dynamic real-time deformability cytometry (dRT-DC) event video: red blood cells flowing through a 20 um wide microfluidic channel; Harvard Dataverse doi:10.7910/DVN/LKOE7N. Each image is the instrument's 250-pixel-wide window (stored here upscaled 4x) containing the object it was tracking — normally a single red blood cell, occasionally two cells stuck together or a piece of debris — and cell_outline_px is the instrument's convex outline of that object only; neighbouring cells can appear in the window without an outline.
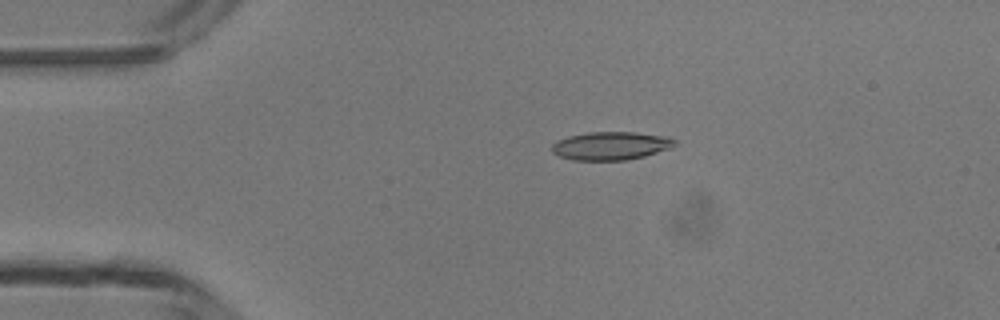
{"species": "common noctule bat (a hibernating species)", "species_latin": "Nyctalus noctula", "temperature_condition": "room temperature", "stored_images_in_passage": 2, "camera_frame_rate_fps": 3000, "um_per_image_px": 0.085, "animal": {"sex": "male", "body_mass_g": 13.3}, "frame": {"image": 1, "passage_image": 1, "time_ms": 0.0, "image_size_px": [1000, 320], "cell_outline_px": [[676, 144], [668, 148], [644, 156], [628, 160], [572, 160], [560, 156], [552, 152], [552, 144], [556, 140], [568, 136], [588, 132], [636, 132], [668, 136], [676, 140]], "centroid_in_image_um": [51.9, 12.38], "position_along_channel_um": 33.1, "area_um2": 20.23}}